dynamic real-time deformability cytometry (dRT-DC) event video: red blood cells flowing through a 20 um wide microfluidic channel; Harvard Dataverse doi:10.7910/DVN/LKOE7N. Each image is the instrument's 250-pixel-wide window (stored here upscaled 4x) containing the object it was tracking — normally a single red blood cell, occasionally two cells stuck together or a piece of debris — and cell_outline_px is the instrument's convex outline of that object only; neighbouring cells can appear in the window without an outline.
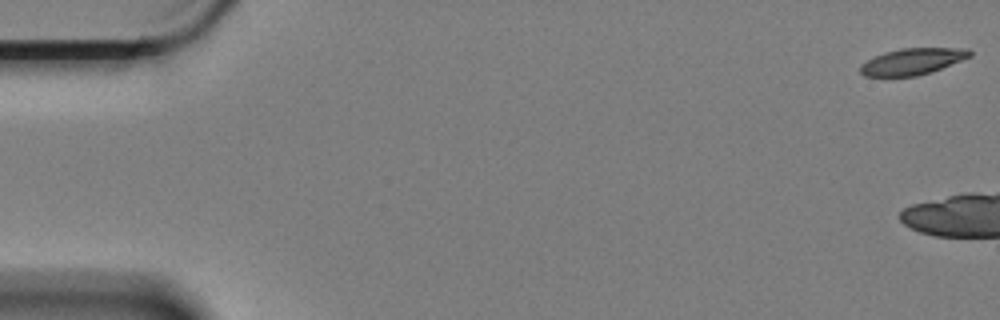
{"species": "Egyptian fruit bat (a non-hibernating species)", "species_latin": "Rousettus aegyptiacus", "temperature_condition": "cold", "stored_images_in_passage": 7, "camera_frame_rate_fps": 3000, "um_per_image_px": 0.085, "animal": {"sex": "female"}, "frame": {"image": 1, "passage_image": 1, "time_ms": 0.0, "image_size_px": [1000, 320], "cell_outline_px": [[972, 56], [940, 68], [916, 76], [864, 76], [860, 72], [860, 64], [884, 52], [900, 48], [968, 48], [972, 52]], "centroid_in_image_um": [77.55, 5.21], "position_along_channel_um": 7.5, "area_um2": 16.65}}